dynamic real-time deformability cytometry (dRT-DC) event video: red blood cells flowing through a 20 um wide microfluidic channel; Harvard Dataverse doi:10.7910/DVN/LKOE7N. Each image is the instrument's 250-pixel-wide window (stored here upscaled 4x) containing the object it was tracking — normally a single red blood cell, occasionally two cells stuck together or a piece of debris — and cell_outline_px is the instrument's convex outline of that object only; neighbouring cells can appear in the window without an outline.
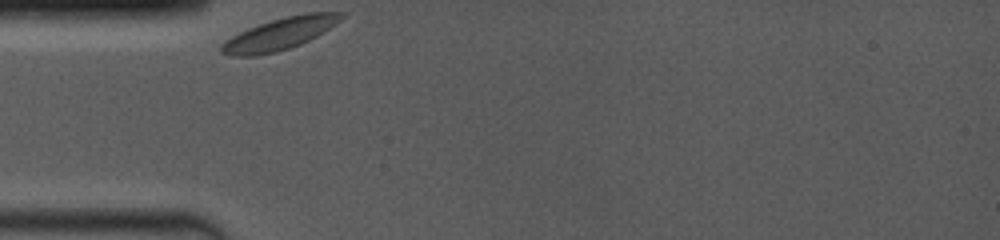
{"species": "common noctule bat (a hibernating species)", "species_latin": "Nyctalus noctula", "temperature_condition": "room temperature", "stored_images_in_passage": 26, "camera_frame_rate_fps": 4000, "um_per_image_px": 0.085, "animal": {"sex": "female", "body_mass_g": 19.0, "forearm_length_mm": 53.3}, "frame": {"image": 1, "passage_image": 1, "time_ms": 0.0, "image_size_px": [1000, 240], "cell_outline_px": [[348, 12], [340, 20], [316, 36], [300, 44], [276, 52], [256, 56], [232, 56], [220, 52], [220, 44], [232, 36], [248, 28], [272, 20], [304, 12]], "centroid_in_image_um": [23.76, 2.88], "position_along_channel_um": 61.2, "area_um2": 22.08}}
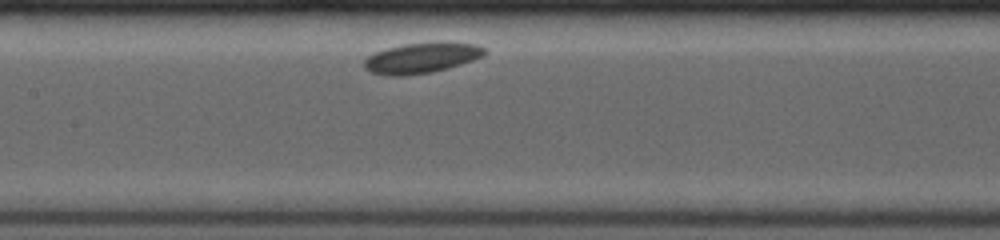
{"frame": {"image": 2, "passage_image": 14, "time_ms": 3.25, "image_size_px": [1000, 240], "cell_outline_px": [[488, 52], [484, 56], [448, 68], [432, 72], [404, 76], [388, 76], [372, 72], [364, 68], [364, 60], [368, 56], [376, 52], [388, 48], [404, 44], [436, 40], [448, 40], [476, 44], [484, 48]], "centroid_in_image_um": [35.89, 4.89], "position_along_channel_um": 171.5, "area_um2": 21.91}}
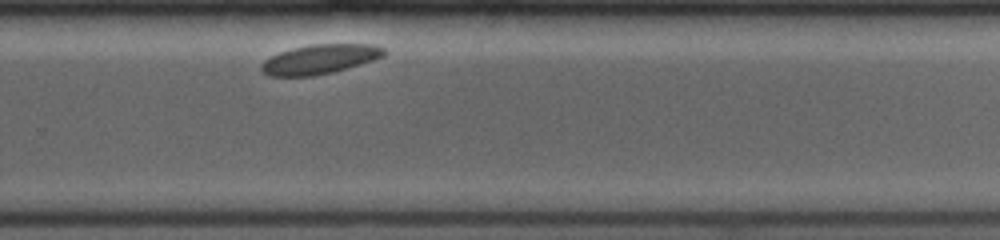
{"frame": {"image": 3, "passage_image": 25, "time_ms": 7.0, "image_size_px": [1000, 240], "cell_outline_px": [[388, 52], [384, 56], [372, 60], [332, 72], [312, 76], [268, 76], [260, 68], [260, 64], [264, 60], [280, 52], [292, 48], [312, 44], [376, 44], [384, 48]], "centroid_in_image_um": [27.19, 5.02], "position_along_channel_um": 302.6, "area_um2": 20.98}}